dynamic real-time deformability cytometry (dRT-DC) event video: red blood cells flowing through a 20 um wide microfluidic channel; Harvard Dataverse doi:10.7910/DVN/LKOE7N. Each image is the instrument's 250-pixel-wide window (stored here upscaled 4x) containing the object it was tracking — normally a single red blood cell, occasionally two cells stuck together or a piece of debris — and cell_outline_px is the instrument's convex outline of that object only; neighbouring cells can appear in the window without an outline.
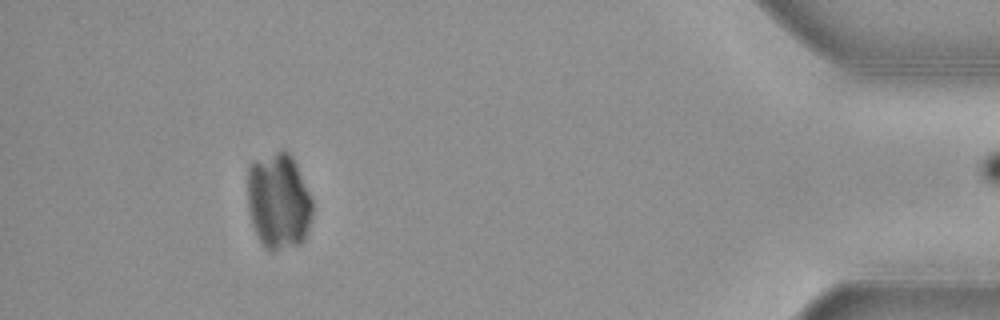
{"species": "common noctule bat (a hibernating species)", "species_latin": "Nyctalus noctula", "temperature_condition": "cold", "stored_images_in_passage": 36, "camera_frame_rate_fps": 3000, "um_per_image_px": 0.085, "animal": {"sex": "female", "body_mass_g": 19.3, "forearm_length_mm": 54.1}, "frame": {"image": 1, "passage_image": 35, "time_ms": 11.333, "image_size_px": [1000, 320], "cell_outline_px": [[312, 216], [304, 240], [300, 244], [272, 252], [264, 248], [252, 224], [248, 204], [248, 168], [252, 164], [280, 148], [284, 148], [292, 156], [296, 164], [312, 200]], "centroid_in_image_um": [23.69, 17.11], "position_along_channel_um": 411.5, "area_um2": 36.36}}